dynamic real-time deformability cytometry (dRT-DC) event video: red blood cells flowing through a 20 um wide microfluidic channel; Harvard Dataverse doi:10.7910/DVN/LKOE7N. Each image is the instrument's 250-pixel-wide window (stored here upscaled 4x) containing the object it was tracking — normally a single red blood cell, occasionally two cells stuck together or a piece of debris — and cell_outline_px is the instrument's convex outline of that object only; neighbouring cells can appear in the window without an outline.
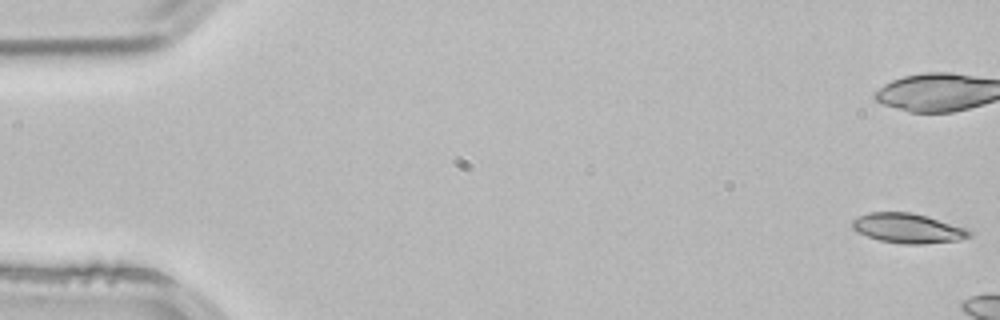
{"species": "common noctule bat (a hibernating species)", "species_latin": "Nyctalus noctula", "temperature_condition": "room temperature", "stored_images_in_passage": 3, "segment_of_instrument_passage": [2, 2], "camera_frame_rate_fps": 3000, "um_per_image_px": 0.085, "animal": {"sex": "male", "body_mass_g": 21.5, "forearm_length_mm": 52.0}, "frame": {"image": 1, "passage_image": 3, "time_ms": 0.667, "image_size_px": [1000, 320], "cell_outline_px": [[972, 236], [956, 240], [920, 244], [904, 244], [880, 240], [856, 232], [852, 228], [852, 220], [868, 212], [912, 212], [928, 216], [968, 228], [972, 232]], "centroid_in_image_um": [77.18, 19.39], "position_along_channel_um": 7.8, "area_um2": 20.29}}